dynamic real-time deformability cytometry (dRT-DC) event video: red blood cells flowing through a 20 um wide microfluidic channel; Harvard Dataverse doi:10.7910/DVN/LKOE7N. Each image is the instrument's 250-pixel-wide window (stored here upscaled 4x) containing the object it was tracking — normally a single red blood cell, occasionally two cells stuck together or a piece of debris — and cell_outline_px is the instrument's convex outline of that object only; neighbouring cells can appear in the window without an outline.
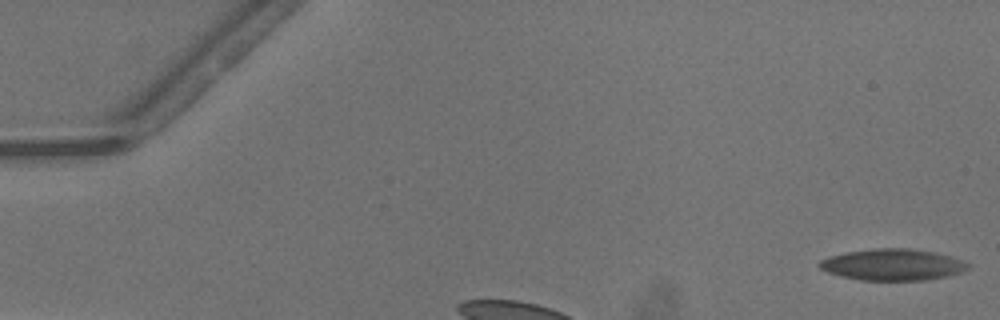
{"species": "common noctule bat (a hibernating species)", "species_latin": "Nyctalus noctula", "temperature_condition": "warm", "stored_images_in_passage": 25, "camera_frame_rate_fps": 3000, "um_per_image_px": 0.085, "animal": {"sex": "male", "body_mass_g": 13.3}, "frame": {"image": 1, "passage_image": 1, "time_ms": 0.0, "image_size_px": [1000, 320], "cell_outline_px": [[968, 268], [960, 272], [948, 276], [924, 280], [860, 280], [840, 276], [828, 272], [820, 268], [816, 264], [820, 260], [828, 256], [844, 252], [876, 248], [908, 248], [932, 252], [948, 256], [960, 260], [968, 264]], "centroid_in_image_um": [75.79, 22.49], "position_along_channel_um": 9.2, "area_um2": 27.05}}
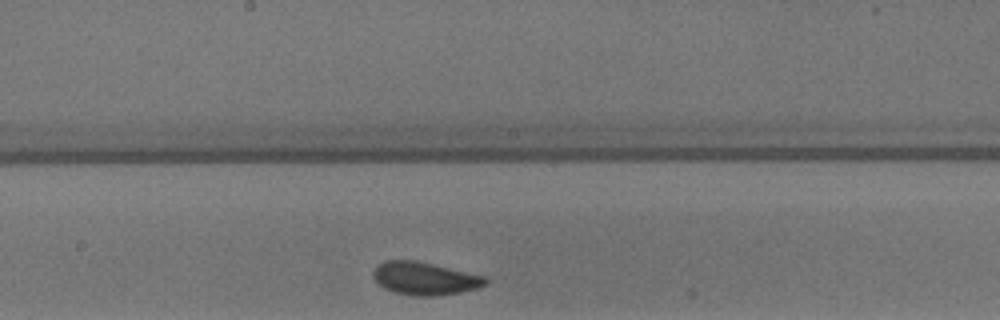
{"frame": {"image": 2, "passage_image": 16, "time_ms": 5.0, "image_size_px": [1000, 320], "cell_outline_px": [[488, 284], [476, 288], [460, 292], [436, 296], [412, 296], [392, 292], [384, 288], [372, 276], [372, 272], [384, 260], [416, 260], [488, 276]], "centroid_in_image_um": [36.14, 23.67], "position_along_channel_um": 212.1, "area_um2": 21.73}}
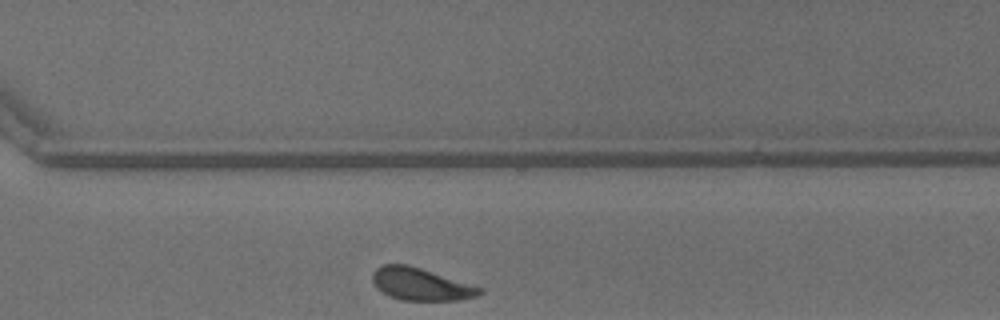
{"frame": {"image": 3, "passage_image": 25, "time_ms": 8.0, "image_size_px": [1000, 320], "cell_outline_px": [[484, 292], [476, 296], [460, 300], [400, 300], [388, 296], [376, 288], [372, 280], [372, 272], [376, 268], [384, 264], [408, 264], [484, 288]], "centroid_in_image_um": [35.75, 24.16], "position_along_channel_um": 334.9, "area_um2": 20.35}}